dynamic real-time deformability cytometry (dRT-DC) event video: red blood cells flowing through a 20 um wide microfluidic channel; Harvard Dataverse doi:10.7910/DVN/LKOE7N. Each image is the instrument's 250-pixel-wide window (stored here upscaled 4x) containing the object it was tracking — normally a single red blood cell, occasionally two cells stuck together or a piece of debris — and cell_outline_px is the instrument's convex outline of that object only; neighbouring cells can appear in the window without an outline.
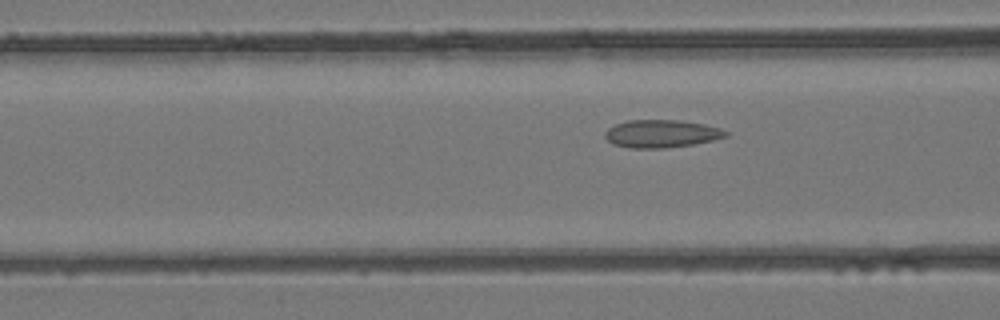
{"species": "common noctule bat (a hibernating species)", "species_latin": "Nyctalus noctula", "temperature_condition": "room temperature", "stored_images_in_passage": 8, "camera_frame_rate_fps": 3000, "um_per_image_px": 0.085, "animal": {"sex": "female", "body_mass_g": 24.6, "forearm_length_mm": 56.2}, "frame": {"image": 1, "passage_image": 8, "time_ms": 2.333, "image_size_px": [1000, 320], "cell_outline_px": [[728, 136], [712, 140], [692, 144], [668, 148], [628, 148], [612, 144], [604, 136], [604, 132], [608, 128], [616, 124], [628, 120], [680, 120], [704, 124], [720, 128], [728, 132]], "centroid_in_image_um": [56.2, 11.36], "position_along_channel_um": 110.4, "area_um2": 19.59}}